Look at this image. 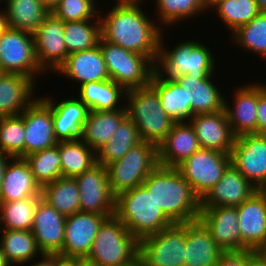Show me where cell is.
<instances>
[{
  "mask_svg": "<svg viewBox=\"0 0 266 266\" xmlns=\"http://www.w3.org/2000/svg\"><path fill=\"white\" fill-rule=\"evenodd\" d=\"M141 1L116 0L117 4L110 11H100L101 37L126 50L145 55L155 64L160 37L165 29L147 17L140 7Z\"/></svg>",
  "mask_w": 266,
  "mask_h": 266,
  "instance_id": "1",
  "label": "cell"
},
{
  "mask_svg": "<svg viewBox=\"0 0 266 266\" xmlns=\"http://www.w3.org/2000/svg\"><path fill=\"white\" fill-rule=\"evenodd\" d=\"M142 185L173 223L198 219L201 200L176 168L158 165Z\"/></svg>",
  "mask_w": 266,
  "mask_h": 266,
  "instance_id": "2",
  "label": "cell"
},
{
  "mask_svg": "<svg viewBox=\"0 0 266 266\" xmlns=\"http://www.w3.org/2000/svg\"><path fill=\"white\" fill-rule=\"evenodd\" d=\"M114 215L138 241L174 224L143 185L116 196Z\"/></svg>",
  "mask_w": 266,
  "mask_h": 266,
  "instance_id": "3",
  "label": "cell"
},
{
  "mask_svg": "<svg viewBox=\"0 0 266 266\" xmlns=\"http://www.w3.org/2000/svg\"><path fill=\"white\" fill-rule=\"evenodd\" d=\"M164 32L160 37V45L155 72L162 78L175 79L183 75H212L215 73V55L209 47L196 40H184L172 49L164 45Z\"/></svg>",
  "mask_w": 266,
  "mask_h": 266,
  "instance_id": "4",
  "label": "cell"
},
{
  "mask_svg": "<svg viewBox=\"0 0 266 266\" xmlns=\"http://www.w3.org/2000/svg\"><path fill=\"white\" fill-rule=\"evenodd\" d=\"M128 98V99H127ZM127 117L138 128L145 142L158 146L172 129L173 121L162 108L156 90L149 84L126 92Z\"/></svg>",
  "mask_w": 266,
  "mask_h": 266,
  "instance_id": "5",
  "label": "cell"
},
{
  "mask_svg": "<svg viewBox=\"0 0 266 266\" xmlns=\"http://www.w3.org/2000/svg\"><path fill=\"white\" fill-rule=\"evenodd\" d=\"M139 256V241L114 215L100 226L87 261L98 266H123Z\"/></svg>",
  "mask_w": 266,
  "mask_h": 266,
  "instance_id": "6",
  "label": "cell"
},
{
  "mask_svg": "<svg viewBox=\"0 0 266 266\" xmlns=\"http://www.w3.org/2000/svg\"><path fill=\"white\" fill-rule=\"evenodd\" d=\"M98 45L101 48L109 77L116 84L126 91L150 84L155 66L147 56L126 50L119 45L105 41L102 37Z\"/></svg>",
  "mask_w": 266,
  "mask_h": 266,
  "instance_id": "7",
  "label": "cell"
},
{
  "mask_svg": "<svg viewBox=\"0 0 266 266\" xmlns=\"http://www.w3.org/2000/svg\"><path fill=\"white\" fill-rule=\"evenodd\" d=\"M157 146L142 141L132 147L122 158L106 165L112 193H119L142 185L148 175L158 166Z\"/></svg>",
  "mask_w": 266,
  "mask_h": 266,
  "instance_id": "8",
  "label": "cell"
},
{
  "mask_svg": "<svg viewBox=\"0 0 266 266\" xmlns=\"http://www.w3.org/2000/svg\"><path fill=\"white\" fill-rule=\"evenodd\" d=\"M186 229L174 223L139 241V257L144 266H184Z\"/></svg>",
  "mask_w": 266,
  "mask_h": 266,
  "instance_id": "9",
  "label": "cell"
},
{
  "mask_svg": "<svg viewBox=\"0 0 266 266\" xmlns=\"http://www.w3.org/2000/svg\"><path fill=\"white\" fill-rule=\"evenodd\" d=\"M230 164L229 153L200 148L178 165L176 169L201 200L222 178L224 171Z\"/></svg>",
  "mask_w": 266,
  "mask_h": 266,
  "instance_id": "10",
  "label": "cell"
},
{
  "mask_svg": "<svg viewBox=\"0 0 266 266\" xmlns=\"http://www.w3.org/2000/svg\"><path fill=\"white\" fill-rule=\"evenodd\" d=\"M0 67L6 73L33 78L44 74L35 52L34 35L7 27L0 34Z\"/></svg>",
  "mask_w": 266,
  "mask_h": 266,
  "instance_id": "11",
  "label": "cell"
},
{
  "mask_svg": "<svg viewBox=\"0 0 266 266\" xmlns=\"http://www.w3.org/2000/svg\"><path fill=\"white\" fill-rule=\"evenodd\" d=\"M231 164L258 190L266 185V135L237 136L230 153Z\"/></svg>",
  "mask_w": 266,
  "mask_h": 266,
  "instance_id": "12",
  "label": "cell"
},
{
  "mask_svg": "<svg viewBox=\"0 0 266 266\" xmlns=\"http://www.w3.org/2000/svg\"><path fill=\"white\" fill-rule=\"evenodd\" d=\"M79 187L80 211L105 215L115 214L116 196L112 193L106 166L96 163L75 177Z\"/></svg>",
  "mask_w": 266,
  "mask_h": 266,
  "instance_id": "13",
  "label": "cell"
},
{
  "mask_svg": "<svg viewBox=\"0 0 266 266\" xmlns=\"http://www.w3.org/2000/svg\"><path fill=\"white\" fill-rule=\"evenodd\" d=\"M64 22L50 12L34 35L35 52L41 69L56 72L69 53L64 42Z\"/></svg>",
  "mask_w": 266,
  "mask_h": 266,
  "instance_id": "14",
  "label": "cell"
},
{
  "mask_svg": "<svg viewBox=\"0 0 266 266\" xmlns=\"http://www.w3.org/2000/svg\"><path fill=\"white\" fill-rule=\"evenodd\" d=\"M107 218L105 215L81 211L66 217L64 244L60 255L86 259L100 226Z\"/></svg>",
  "mask_w": 266,
  "mask_h": 266,
  "instance_id": "15",
  "label": "cell"
},
{
  "mask_svg": "<svg viewBox=\"0 0 266 266\" xmlns=\"http://www.w3.org/2000/svg\"><path fill=\"white\" fill-rule=\"evenodd\" d=\"M242 251H266V194L256 191L236 207Z\"/></svg>",
  "mask_w": 266,
  "mask_h": 266,
  "instance_id": "16",
  "label": "cell"
},
{
  "mask_svg": "<svg viewBox=\"0 0 266 266\" xmlns=\"http://www.w3.org/2000/svg\"><path fill=\"white\" fill-rule=\"evenodd\" d=\"M24 127L25 156L58 144L52 109L40 96L24 110Z\"/></svg>",
  "mask_w": 266,
  "mask_h": 266,
  "instance_id": "17",
  "label": "cell"
},
{
  "mask_svg": "<svg viewBox=\"0 0 266 266\" xmlns=\"http://www.w3.org/2000/svg\"><path fill=\"white\" fill-rule=\"evenodd\" d=\"M198 218L223 251H242L236 207H201Z\"/></svg>",
  "mask_w": 266,
  "mask_h": 266,
  "instance_id": "18",
  "label": "cell"
},
{
  "mask_svg": "<svg viewBox=\"0 0 266 266\" xmlns=\"http://www.w3.org/2000/svg\"><path fill=\"white\" fill-rule=\"evenodd\" d=\"M189 122L201 148L231 153L236 136L232 132L225 109L195 114Z\"/></svg>",
  "mask_w": 266,
  "mask_h": 266,
  "instance_id": "19",
  "label": "cell"
},
{
  "mask_svg": "<svg viewBox=\"0 0 266 266\" xmlns=\"http://www.w3.org/2000/svg\"><path fill=\"white\" fill-rule=\"evenodd\" d=\"M66 217L42 198L39 200L31 232L39 250L47 254H61L64 244Z\"/></svg>",
  "mask_w": 266,
  "mask_h": 266,
  "instance_id": "20",
  "label": "cell"
},
{
  "mask_svg": "<svg viewBox=\"0 0 266 266\" xmlns=\"http://www.w3.org/2000/svg\"><path fill=\"white\" fill-rule=\"evenodd\" d=\"M255 188L232 164L224 171L222 178L201 199V207H237L248 200Z\"/></svg>",
  "mask_w": 266,
  "mask_h": 266,
  "instance_id": "21",
  "label": "cell"
},
{
  "mask_svg": "<svg viewBox=\"0 0 266 266\" xmlns=\"http://www.w3.org/2000/svg\"><path fill=\"white\" fill-rule=\"evenodd\" d=\"M41 99L52 109L57 141L66 142L80 139L89 112L88 107L79 98L55 102L53 97L47 95Z\"/></svg>",
  "mask_w": 266,
  "mask_h": 266,
  "instance_id": "22",
  "label": "cell"
},
{
  "mask_svg": "<svg viewBox=\"0 0 266 266\" xmlns=\"http://www.w3.org/2000/svg\"><path fill=\"white\" fill-rule=\"evenodd\" d=\"M200 148L190 122H175L166 138L157 146L158 164L176 168Z\"/></svg>",
  "mask_w": 266,
  "mask_h": 266,
  "instance_id": "23",
  "label": "cell"
},
{
  "mask_svg": "<svg viewBox=\"0 0 266 266\" xmlns=\"http://www.w3.org/2000/svg\"><path fill=\"white\" fill-rule=\"evenodd\" d=\"M186 229L185 265L217 266L223 251L198 218L181 223Z\"/></svg>",
  "mask_w": 266,
  "mask_h": 266,
  "instance_id": "24",
  "label": "cell"
},
{
  "mask_svg": "<svg viewBox=\"0 0 266 266\" xmlns=\"http://www.w3.org/2000/svg\"><path fill=\"white\" fill-rule=\"evenodd\" d=\"M238 87L233 92V105L230 106L225 99L224 106L232 132L236 137L257 134L258 83Z\"/></svg>",
  "mask_w": 266,
  "mask_h": 266,
  "instance_id": "25",
  "label": "cell"
},
{
  "mask_svg": "<svg viewBox=\"0 0 266 266\" xmlns=\"http://www.w3.org/2000/svg\"><path fill=\"white\" fill-rule=\"evenodd\" d=\"M54 73L62 74L72 81H78L80 86L87 82L110 79L99 45L89 50L69 54Z\"/></svg>",
  "mask_w": 266,
  "mask_h": 266,
  "instance_id": "26",
  "label": "cell"
},
{
  "mask_svg": "<svg viewBox=\"0 0 266 266\" xmlns=\"http://www.w3.org/2000/svg\"><path fill=\"white\" fill-rule=\"evenodd\" d=\"M215 75L188 74L175 78L180 86L186 89L188 101L191 103V118L195 114L213 113L224 110L225 97L213 83ZM212 79V80H211Z\"/></svg>",
  "mask_w": 266,
  "mask_h": 266,
  "instance_id": "27",
  "label": "cell"
},
{
  "mask_svg": "<svg viewBox=\"0 0 266 266\" xmlns=\"http://www.w3.org/2000/svg\"><path fill=\"white\" fill-rule=\"evenodd\" d=\"M35 82L23 74L5 73L0 79V117L20 115L33 103Z\"/></svg>",
  "mask_w": 266,
  "mask_h": 266,
  "instance_id": "28",
  "label": "cell"
},
{
  "mask_svg": "<svg viewBox=\"0 0 266 266\" xmlns=\"http://www.w3.org/2000/svg\"><path fill=\"white\" fill-rule=\"evenodd\" d=\"M42 187L35 180L24 158H12L5 169L0 201H16L41 196Z\"/></svg>",
  "mask_w": 266,
  "mask_h": 266,
  "instance_id": "29",
  "label": "cell"
},
{
  "mask_svg": "<svg viewBox=\"0 0 266 266\" xmlns=\"http://www.w3.org/2000/svg\"><path fill=\"white\" fill-rule=\"evenodd\" d=\"M126 116V109L89 111L80 139L97 152L110 141L113 132Z\"/></svg>",
  "mask_w": 266,
  "mask_h": 266,
  "instance_id": "30",
  "label": "cell"
},
{
  "mask_svg": "<svg viewBox=\"0 0 266 266\" xmlns=\"http://www.w3.org/2000/svg\"><path fill=\"white\" fill-rule=\"evenodd\" d=\"M150 85L156 90L162 108L173 121L185 122L191 119V103L186 89L175 79L162 78L154 71Z\"/></svg>",
  "mask_w": 266,
  "mask_h": 266,
  "instance_id": "31",
  "label": "cell"
},
{
  "mask_svg": "<svg viewBox=\"0 0 266 266\" xmlns=\"http://www.w3.org/2000/svg\"><path fill=\"white\" fill-rule=\"evenodd\" d=\"M78 92L77 97L89 111L126 109L125 102L124 104L120 102L125 100L127 91L111 79L84 83L79 86Z\"/></svg>",
  "mask_w": 266,
  "mask_h": 266,
  "instance_id": "32",
  "label": "cell"
},
{
  "mask_svg": "<svg viewBox=\"0 0 266 266\" xmlns=\"http://www.w3.org/2000/svg\"><path fill=\"white\" fill-rule=\"evenodd\" d=\"M7 27L34 34L51 12L40 0H5Z\"/></svg>",
  "mask_w": 266,
  "mask_h": 266,
  "instance_id": "33",
  "label": "cell"
},
{
  "mask_svg": "<svg viewBox=\"0 0 266 266\" xmlns=\"http://www.w3.org/2000/svg\"><path fill=\"white\" fill-rule=\"evenodd\" d=\"M42 199L68 217L80 211L79 187L75 178L60 177L42 186Z\"/></svg>",
  "mask_w": 266,
  "mask_h": 266,
  "instance_id": "34",
  "label": "cell"
},
{
  "mask_svg": "<svg viewBox=\"0 0 266 266\" xmlns=\"http://www.w3.org/2000/svg\"><path fill=\"white\" fill-rule=\"evenodd\" d=\"M1 230L0 245L11 266L24 265L42 254L31 230Z\"/></svg>",
  "mask_w": 266,
  "mask_h": 266,
  "instance_id": "35",
  "label": "cell"
},
{
  "mask_svg": "<svg viewBox=\"0 0 266 266\" xmlns=\"http://www.w3.org/2000/svg\"><path fill=\"white\" fill-rule=\"evenodd\" d=\"M143 140L135 124L126 116L113 132L110 141L97 152V163L106 166L122 158L132 147Z\"/></svg>",
  "mask_w": 266,
  "mask_h": 266,
  "instance_id": "36",
  "label": "cell"
},
{
  "mask_svg": "<svg viewBox=\"0 0 266 266\" xmlns=\"http://www.w3.org/2000/svg\"><path fill=\"white\" fill-rule=\"evenodd\" d=\"M62 177L75 178L97 163V154L81 139L59 142Z\"/></svg>",
  "mask_w": 266,
  "mask_h": 266,
  "instance_id": "37",
  "label": "cell"
},
{
  "mask_svg": "<svg viewBox=\"0 0 266 266\" xmlns=\"http://www.w3.org/2000/svg\"><path fill=\"white\" fill-rule=\"evenodd\" d=\"M41 198L42 196H37L16 201H0L1 229L31 230L35 209Z\"/></svg>",
  "mask_w": 266,
  "mask_h": 266,
  "instance_id": "38",
  "label": "cell"
},
{
  "mask_svg": "<svg viewBox=\"0 0 266 266\" xmlns=\"http://www.w3.org/2000/svg\"><path fill=\"white\" fill-rule=\"evenodd\" d=\"M63 36L69 54L95 48L101 38L100 19L66 21Z\"/></svg>",
  "mask_w": 266,
  "mask_h": 266,
  "instance_id": "39",
  "label": "cell"
},
{
  "mask_svg": "<svg viewBox=\"0 0 266 266\" xmlns=\"http://www.w3.org/2000/svg\"><path fill=\"white\" fill-rule=\"evenodd\" d=\"M211 8L232 32L260 13L255 0H218Z\"/></svg>",
  "mask_w": 266,
  "mask_h": 266,
  "instance_id": "40",
  "label": "cell"
},
{
  "mask_svg": "<svg viewBox=\"0 0 266 266\" xmlns=\"http://www.w3.org/2000/svg\"><path fill=\"white\" fill-rule=\"evenodd\" d=\"M24 159L41 187L62 177L59 142L53 147L29 154Z\"/></svg>",
  "mask_w": 266,
  "mask_h": 266,
  "instance_id": "41",
  "label": "cell"
},
{
  "mask_svg": "<svg viewBox=\"0 0 266 266\" xmlns=\"http://www.w3.org/2000/svg\"><path fill=\"white\" fill-rule=\"evenodd\" d=\"M231 37L238 47L266 60V13L260 12L248 24L238 27Z\"/></svg>",
  "mask_w": 266,
  "mask_h": 266,
  "instance_id": "42",
  "label": "cell"
},
{
  "mask_svg": "<svg viewBox=\"0 0 266 266\" xmlns=\"http://www.w3.org/2000/svg\"><path fill=\"white\" fill-rule=\"evenodd\" d=\"M24 111L20 115L0 117V153L25 157Z\"/></svg>",
  "mask_w": 266,
  "mask_h": 266,
  "instance_id": "43",
  "label": "cell"
},
{
  "mask_svg": "<svg viewBox=\"0 0 266 266\" xmlns=\"http://www.w3.org/2000/svg\"><path fill=\"white\" fill-rule=\"evenodd\" d=\"M157 17L160 21V27L169 25L173 27L174 24H179V21L193 18L198 13H202L207 9L200 0H155ZM171 25V26H170Z\"/></svg>",
  "mask_w": 266,
  "mask_h": 266,
  "instance_id": "44",
  "label": "cell"
},
{
  "mask_svg": "<svg viewBox=\"0 0 266 266\" xmlns=\"http://www.w3.org/2000/svg\"><path fill=\"white\" fill-rule=\"evenodd\" d=\"M96 8L92 0H59L51 12L63 22L82 21L100 19Z\"/></svg>",
  "mask_w": 266,
  "mask_h": 266,
  "instance_id": "45",
  "label": "cell"
},
{
  "mask_svg": "<svg viewBox=\"0 0 266 266\" xmlns=\"http://www.w3.org/2000/svg\"><path fill=\"white\" fill-rule=\"evenodd\" d=\"M257 134L266 135V83L258 82Z\"/></svg>",
  "mask_w": 266,
  "mask_h": 266,
  "instance_id": "46",
  "label": "cell"
},
{
  "mask_svg": "<svg viewBox=\"0 0 266 266\" xmlns=\"http://www.w3.org/2000/svg\"><path fill=\"white\" fill-rule=\"evenodd\" d=\"M217 266H246V250L224 252Z\"/></svg>",
  "mask_w": 266,
  "mask_h": 266,
  "instance_id": "47",
  "label": "cell"
},
{
  "mask_svg": "<svg viewBox=\"0 0 266 266\" xmlns=\"http://www.w3.org/2000/svg\"><path fill=\"white\" fill-rule=\"evenodd\" d=\"M246 266H266V251L246 250Z\"/></svg>",
  "mask_w": 266,
  "mask_h": 266,
  "instance_id": "48",
  "label": "cell"
},
{
  "mask_svg": "<svg viewBox=\"0 0 266 266\" xmlns=\"http://www.w3.org/2000/svg\"><path fill=\"white\" fill-rule=\"evenodd\" d=\"M41 261L36 262L34 261L33 265L31 266H57L58 265V254H41Z\"/></svg>",
  "mask_w": 266,
  "mask_h": 266,
  "instance_id": "49",
  "label": "cell"
},
{
  "mask_svg": "<svg viewBox=\"0 0 266 266\" xmlns=\"http://www.w3.org/2000/svg\"><path fill=\"white\" fill-rule=\"evenodd\" d=\"M12 158L13 157H11L9 155L0 153V192H1L2 181H3L6 166Z\"/></svg>",
  "mask_w": 266,
  "mask_h": 266,
  "instance_id": "50",
  "label": "cell"
},
{
  "mask_svg": "<svg viewBox=\"0 0 266 266\" xmlns=\"http://www.w3.org/2000/svg\"><path fill=\"white\" fill-rule=\"evenodd\" d=\"M57 266H80V258H65L58 254Z\"/></svg>",
  "mask_w": 266,
  "mask_h": 266,
  "instance_id": "51",
  "label": "cell"
},
{
  "mask_svg": "<svg viewBox=\"0 0 266 266\" xmlns=\"http://www.w3.org/2000/svg\"><path fill=\"white\" fill-rule=\"evenodd\" d=\"M7 28L6 15L4 10L0 11V34Z\"/></svg>",
  "mask_w": 266,
  "mask_h": 266,
  "instance_id": "52",
  "label": "cell"
},
{
  "mask_svg": "<svg viewBox=\"0 0 266 266\" xmlns=\"http://www.w3.org/2000/svg\"><path fill=\"white\" fill-rule=\"evenodd\" d=\"M41 3L48 9L52 10L59 2V0H40Z\"/></svg>",
  "mask_w": 266,
  "mask_h": 266,
  "instance_id": "53",
  "label": "cell"
},
{
  "mask_svg": "<svg viewBox=\"0 0 266 266\" xmlns=\"http://www.w3.org/2000/svg\"><path fill=\"white\" fill-rule=\"evenodd\" d=\"M259 12L266 13V0H255Z\"/></svg>",
  "mask_w": 266,
  "mask_h": 266,
  "instance_id": "54",
  "label": "cell"
},
{
  "mask_svg": "<svg viewBox=\"0 0 266 266\" xmlns=\"http://www.w3.org/2000/svg\"><path fill=\"white\" fill-rule=\"evenodd\" d=\"M0 266H11L6 260L1 245H0Z\"/></svg>",
  "mask_w": 266,
  "mask_h": 266,
  "instance_id": "55",
  "label": "cell"
},
{
  "mask_svg": "<svg viewBox=\"0 0 266 266\" xmlns=\"http://www.w3.org/2000/svg\"><path fill=\"white\" fill-rule=\"evenodd\" d=\"M204 7L210 10V7L213 6L218 0H200Z\"/></svg>",
  "mask_w": 266,
  "mask_h": 266,
  "instance_id": "56",
  "label": "cell"
},
{
  "mask_svg": "<svg viewBox=\"0 0 266 266\" xmlns=\"http://www.w3.org/2000/svg\"><path fill=\"white\" fill-rule=\"evenodd\" d=\"M123 266H144L142 260L140 259V257L138 256L135 260H133L132 262H130L127 265H123Z\"/></svg>",
  "mask_w": 266,
  "mask_h": 266,
  "instance_id": "57",
  "label": "cell"
},
{
  "mask_svg": "<svg viewBox=\"0 0 266 266\" xmlns=\"http://www.w3.org/2000/svg\"><path fill=\"white\" fill-rule=\"evenodd\" d=\"M80 266H98L96 264H93L86 259L80 258Z\"/></svg>",
  "mask_w": 266,
  "mask_h": 266,
  "instance_id": "58",
  "label": "cell"
},
{
  "mask_svg": "<svg viewBox=\"0 0 266 266\" xmlns=\"http://www.w3.org/2000/svg\"><path fill=\"white\" fill-rule=\"evenodd\" d=\"M6 72L0 67V79L4 76Z\"/></svg>",
  "mask_w": 266,
  "mask_h": 266,
  "instance_id": "59",
  "label": "cell"
},
{
  "mask_svg": "<svg viewBox=\"0 0 266 266\" xmlns=\"http://www.w3.org/2000/svg\"><path fill=\"white\" fill-rule=\"evenodd\" d=\"M262 191L266 194V185L263 187Z\"/></svg>",
  "mask_w": 266,
  "mask_h": 266,
  "instance_id": "60",
  "label": "cell"
}]
</instances>
